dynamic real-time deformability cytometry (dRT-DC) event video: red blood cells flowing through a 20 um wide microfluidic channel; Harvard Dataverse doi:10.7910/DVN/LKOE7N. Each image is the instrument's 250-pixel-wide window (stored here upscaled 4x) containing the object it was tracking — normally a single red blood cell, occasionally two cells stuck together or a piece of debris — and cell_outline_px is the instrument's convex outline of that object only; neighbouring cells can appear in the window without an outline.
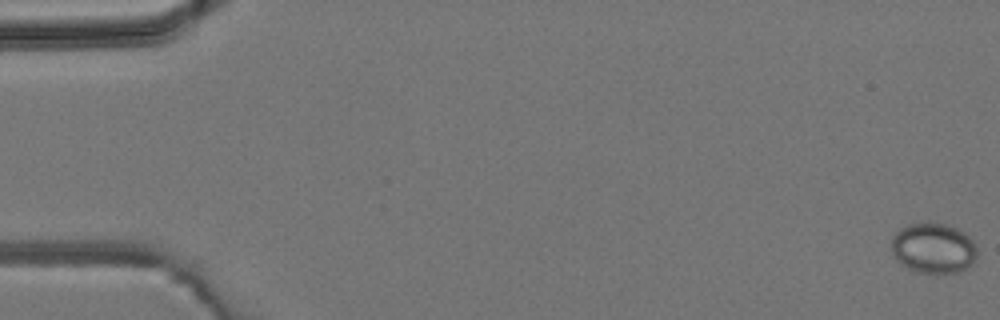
{"species": "common noctule bat (a hibernating species)", "species_latin": "Nyctalus noctula", "temperature_condition": "room temperature", "stored_images_in_passage": 4, "camera_frame_rate_fps": 3000, "um_per_image_px": 0.085, "animal": {"sex": "male", "body_mass_g": 19.2, "forearm_length_mm": 51.8}, "frame": {"image": 1, "passage_image": 1, "time_ms": 0.0, "image_size_px": [1000, 320], "cell_outline_px": [[976, 256], [972, 264], [960, 272], [936, 276], [916, 272], [900, 264], [896, 260], [892, 252], [892, 236], [900, 228], [908, 224], [944, 224], [956, 228], [964, 232], [972, 240], [976, 248]], "centroid_in_image_um": [79.33, 21.16], "position_along_channel_um": 5.7, "area_um2": 25.49}}
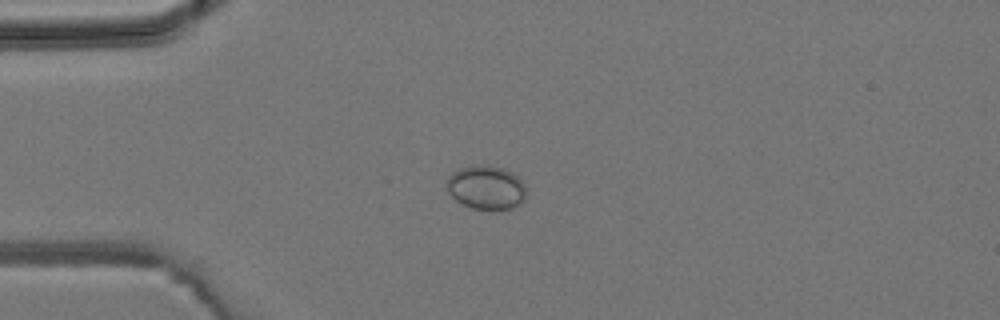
{"frame": {"image": 2, "passage_image": 3, "time_ms": 4.0, "image_size_px": [1000, 320], "cell_outline_px": [[524, 200], [520, 204], [512, 208], [472, 208], [456, 200], [448, 192], [448, 176], [452, 172], [460, 168], [500, 168], [512, 172], [524, 184]], "centroid_in_image_um": [41.32, 15.97], "position_along_channel_um": 43.7, "area_um2": 19.19}}